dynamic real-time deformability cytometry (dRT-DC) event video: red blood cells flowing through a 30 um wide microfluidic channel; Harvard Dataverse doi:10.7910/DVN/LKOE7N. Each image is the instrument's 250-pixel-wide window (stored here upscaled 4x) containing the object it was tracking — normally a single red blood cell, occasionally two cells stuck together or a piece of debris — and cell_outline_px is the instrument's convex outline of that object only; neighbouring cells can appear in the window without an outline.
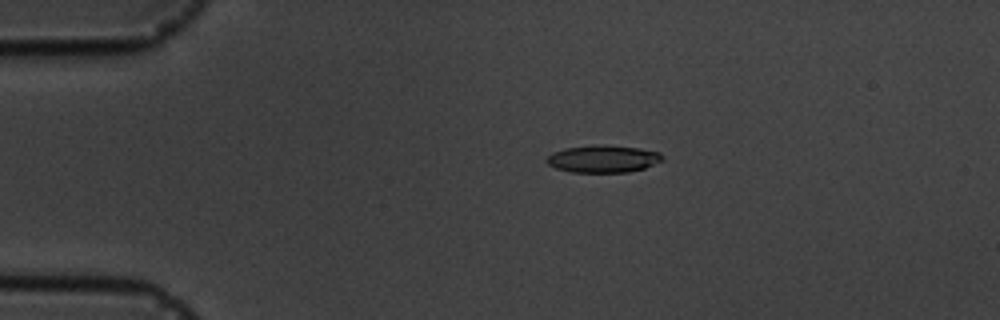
{"species": "common noctule bat (a hibernating species)", "species_latin": "Nyctalus noctula", "temperature_condition": "cold", "stored_images_in_passage": 4, "camera_frame_rate_fps": 3000, "um_per_image_px": 0.085, "animal": {"sex": "male", "body_mass_g": 19.5, "forearm_length_mm": 54.6}, "frame": {"image": 1, "passage_image": 1, "time_ms": 0.0, "image_size_px": [1000, 320], "cell_outline_px": [[664, 160], [644, 168], [628, 172], [572, 172], [556, 168], [548, 164], [544, 160], [552, 152], [564, 148], [640, 148], [660, 152], [664, 156]], "centroid_in_image_um": [51.28, 13.56], "position_along_channel_um": 33.7, "area_um2": 17.46}}
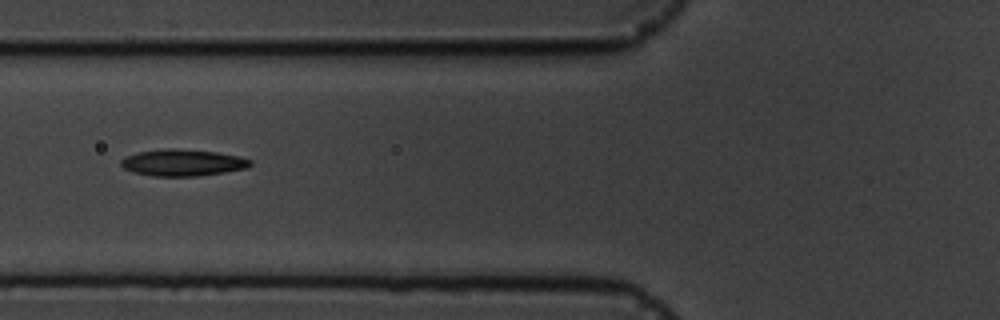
{"frame": {"image": 2, "passage_image": 4, "time_ms": 3.333, "image_size_px": [1000, 320], "cell_outline_px": [[252, 164], [248, 168], [200, 176], [152, 176], [132, 172], [124, 168], [120, 164], [120, 160], [124, 156], [140, 152], [164, 148], [168, 148], [216, 152], [240, 156], [252, 160]], "centroid_in_image_um": [15.53, 13.83], "position_along_channel_um": 110.3, "area_um2": 20.17}}